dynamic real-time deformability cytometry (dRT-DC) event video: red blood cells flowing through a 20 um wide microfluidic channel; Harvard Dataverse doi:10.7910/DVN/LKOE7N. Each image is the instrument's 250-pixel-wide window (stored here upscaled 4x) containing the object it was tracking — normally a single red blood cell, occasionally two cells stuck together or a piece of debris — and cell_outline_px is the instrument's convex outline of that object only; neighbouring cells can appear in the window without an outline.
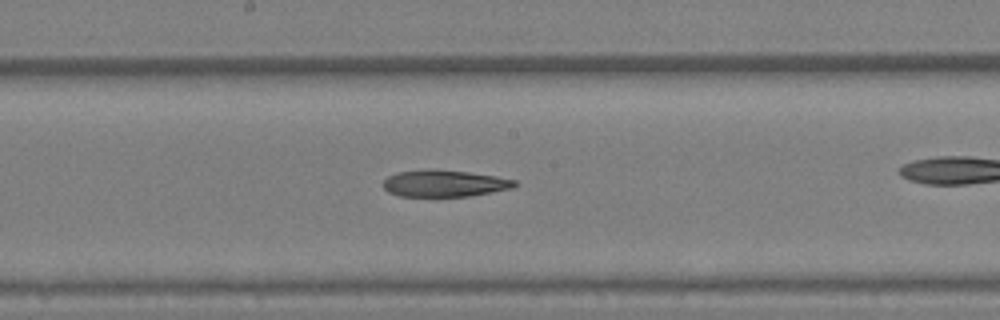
{"species": "Egyptian fruit bat (a non-hibernating species)", "species_latin": "Rousettus aegyptiacus", "temperature_condition": "warm", "stored_images_in_passage": 26, "camera_frame_rate_fps": 3000, "um_per_image_px": 0.085, "animal": {"sex": "female"}, "frame": {"image": 1, "passage_image": 22, "time_ms": 7.0, "image_size_px": [1000, 320], "cell_outline_px": [[516, 184], [512, 188], [492, 192], [468, 196], [400, 196], [388, 192], [380, 184], [388, 176], [396, 172], [432, 168], [468, 172], [496, 176], [516, 180]], "centroid_in_image_um": [37.72, 15.57], "position_along_channel_um": 210.5, "area_um2": 20.63}}